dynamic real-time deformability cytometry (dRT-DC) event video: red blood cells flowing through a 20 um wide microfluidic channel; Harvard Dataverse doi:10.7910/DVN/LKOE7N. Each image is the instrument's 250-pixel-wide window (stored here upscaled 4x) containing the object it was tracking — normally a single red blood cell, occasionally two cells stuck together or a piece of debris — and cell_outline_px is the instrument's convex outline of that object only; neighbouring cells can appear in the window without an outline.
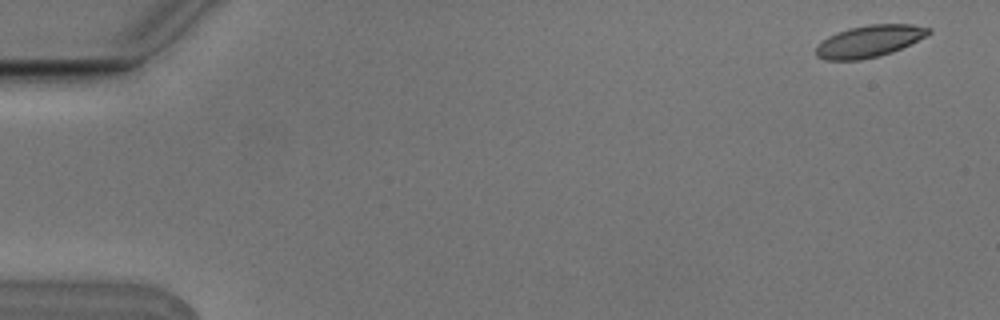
{"species": "Egyptian fruit bat (a non-hibernating species)", "species_latin": "Rousettus aegyptiacus", "temperature_condition": "cold", "stored_images_in_passage": 5, "camera_frame_rate_fps": 3000, "um_per_image_px": 0.085, "animal": {"sex": "male"}, "frame": {"image": 1, "passage_image": 1, "time_ms": 0.0, "image_size_px": [1000, 320], "cell_outline_px": [[932, 32], [892, 52], [880, 56], [860, 60], [824, 60], [816, 56], [816, 44], [828, 36], [836, 32], [848, 28], [872, 24], [912, 24], [932, 28]], "centroid_in_image_um": [73.84, 3.5], "position_along_channel_um": 11.2, "area_um2": 20.92}}